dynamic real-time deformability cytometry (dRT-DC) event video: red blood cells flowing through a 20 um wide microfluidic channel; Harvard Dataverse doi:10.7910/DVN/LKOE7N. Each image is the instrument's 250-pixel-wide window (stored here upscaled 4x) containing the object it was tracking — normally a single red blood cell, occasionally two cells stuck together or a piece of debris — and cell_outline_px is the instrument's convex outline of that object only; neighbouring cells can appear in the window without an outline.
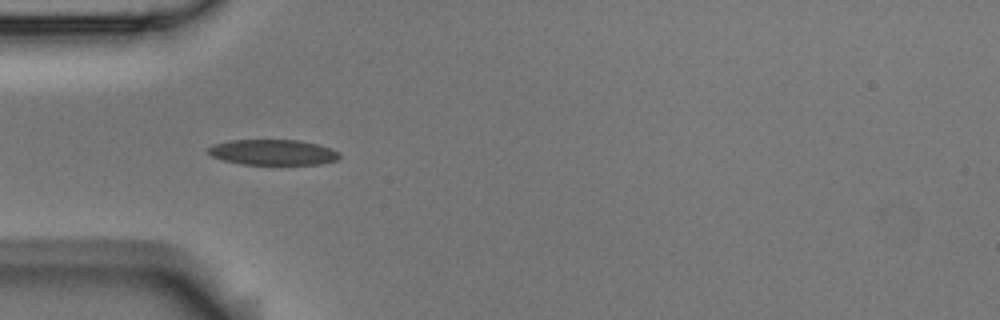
{"species": "Egyptian fruit bat (a non-hibernating species)", "species_latin": "Rousettus aegyptiacus", "temperature_condition": "room temperature", "stored_images_in_passage": 6, "camera_frame_rate_fps": 3000, "um_per_image_px": 0.085, "animal": {"sex": "male"}, "frame": {"image": 1, "passage_image": 5, "time_ms": 1.333, "image_size_px": [1000, 320], "cell_outline_px": [[340, 156], [336, 160], [320, 164], [240, 164], [224, 160], [212, 156], [208, 152], [208, 148], [212, 144], [228, 140], [296, 140], [316, 144], [332, 148], [340, 152]], "centroid_in_image_um": [23.19, 12.94], "position_along_channel_um": 61.8, "area_um2": 19.48}}
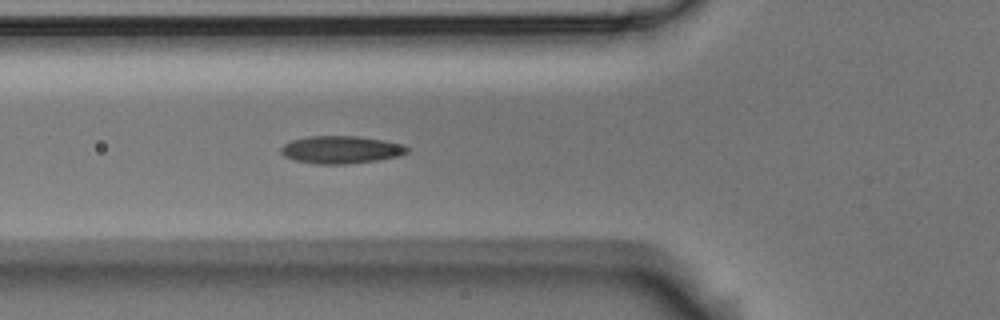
{"frame": {"image": 2, "passage_image": 6, "time_ms": 1.667, "image_size_px": [1000, 320], "cell_outline_px": [[408, 152], [400, 156], [380, 160], [344, 164], [316, 164], [296, 160], [284, 156], [280, 152], [280, 148], [284, 144], [292, 140], [308, 136], [360, 136], [384, 140], [404, 144], [408, 148]], "centroid_in_image_um": [29.01, 12.72], "position_along_channel_um": 96.8, "area_um2": 20.46}}